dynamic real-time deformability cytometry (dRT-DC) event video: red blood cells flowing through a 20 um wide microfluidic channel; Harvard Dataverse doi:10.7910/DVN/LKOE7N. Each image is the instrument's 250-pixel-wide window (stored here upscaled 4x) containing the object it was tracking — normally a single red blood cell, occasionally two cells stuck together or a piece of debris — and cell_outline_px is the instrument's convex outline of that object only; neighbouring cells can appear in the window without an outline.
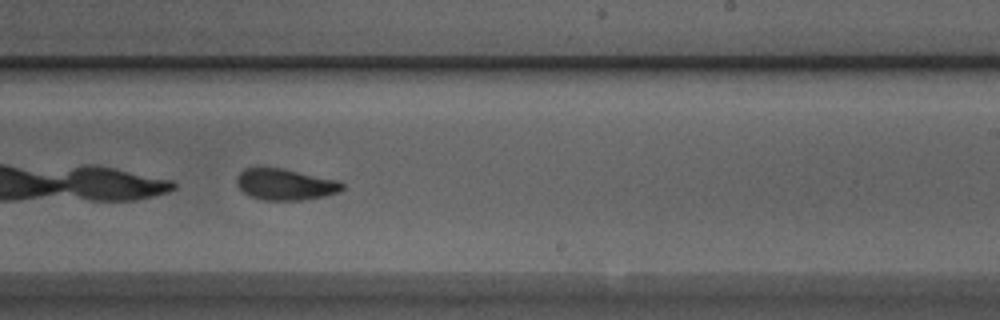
{"species": "Egyptian fruit bat (a non-hibernating species)", "species_latin": "Rousettus aegyptiacus", "temperature_condition": "room temperature", "stored_images_in_passage": 33, "camera_frame_rate_fps": 3000, "um_per_image_px": 0.085, "animal": {"sex": "male"}, "frame": {"image": 1, "passage_image": 15, "time_ms": 4.667, "image_size_px": [1000, 320], "cell_outline_px": [[344, 188], [340, 192], [324, 196], [300, 200], [264, 200], [248, 196], [236, 184], [236, 176], [244, 168], [284, 168], [340, 180], [344, 184]], "centroid_in_image_um": [24.27, 15.67], "position_along_channel_um": 264.7, "area_um2": 19.48}}